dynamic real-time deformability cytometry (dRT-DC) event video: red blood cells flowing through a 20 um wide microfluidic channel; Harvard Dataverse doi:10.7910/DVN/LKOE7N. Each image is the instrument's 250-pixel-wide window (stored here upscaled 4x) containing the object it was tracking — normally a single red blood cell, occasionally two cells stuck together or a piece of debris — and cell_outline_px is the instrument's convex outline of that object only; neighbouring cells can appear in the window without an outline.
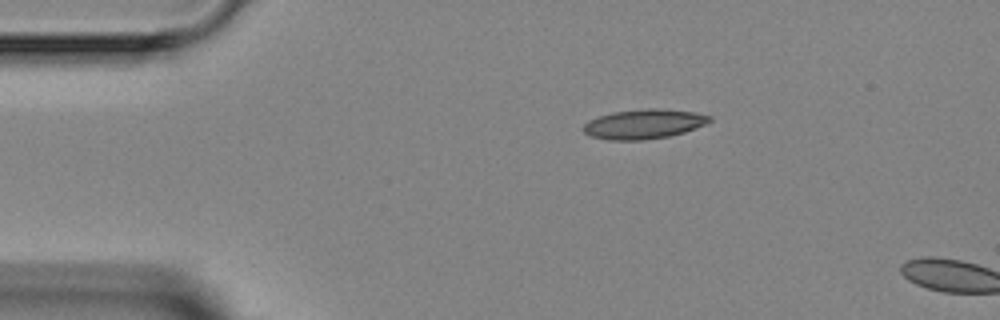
{"species": "Egyptian fruit bat (a non-hibernating species)", "species_latin": "Rousettus aegyptiacus", "temperature_condition": "room temperature", "stored_images_in_passage": 4, "camera_frame_rate_fps": 3000, "um_per_image_px": 0.085, "animal": {"sex": "female"}, "frame": {"image": 1, "passage_image": 4, "time_ms": 3.667, "image_size_px": [1000, 320], "cell_outline_px": [[712, 120], [704, 124], [684, 132], [668, 136], [644, 140], [608, 140], [592, 136], [584, 132], [584, 124], [588, 120], [612, 112], [644, 108], [664, 108], [692, 112], [712, 116]], "centroid_in_image_um": [54.72, 10.53], "position_along_channel_um": 30.3, "area_um2": 21.68}}